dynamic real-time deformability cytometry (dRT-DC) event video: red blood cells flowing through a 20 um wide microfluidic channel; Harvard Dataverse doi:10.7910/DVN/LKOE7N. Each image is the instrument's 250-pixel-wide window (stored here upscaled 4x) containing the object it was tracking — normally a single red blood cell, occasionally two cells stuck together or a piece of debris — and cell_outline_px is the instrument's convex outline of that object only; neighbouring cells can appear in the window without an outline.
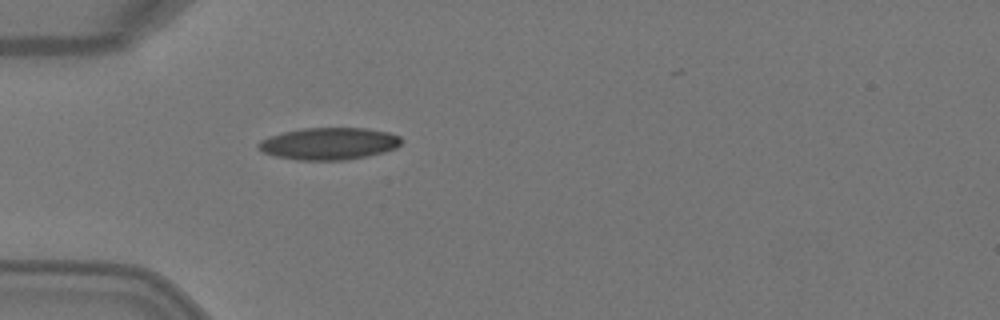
{"species": "Egyptian fruit bat (a non-hibernating species)", "species_latin": "Rousettus aegyptiacus", "temperature_condition": "warm", "stored_images_in_passage": 1, "camera_frame_rate_fps": 3000, "um_per_image_px": 0.085, "animal": {"sex": "female"}, "frame": {"image": 1, "passage_image": 1, "time_ms": 0.0, "image_size_px": [1000, 320], "cell_outline_px": [[404, 140], [396, 148], [384, 152], [368, 156], [344, 160], [296, 160], [276, 156], [264, 152], [256, 144], [260, 140], [284, 132], [304, 128], [368, 128], [388, 132], [400, 136]], "centroid_in_image_um": [28.01, 12.21], "position_along_channel_um": 57.0, "area_um2": 26.7}}